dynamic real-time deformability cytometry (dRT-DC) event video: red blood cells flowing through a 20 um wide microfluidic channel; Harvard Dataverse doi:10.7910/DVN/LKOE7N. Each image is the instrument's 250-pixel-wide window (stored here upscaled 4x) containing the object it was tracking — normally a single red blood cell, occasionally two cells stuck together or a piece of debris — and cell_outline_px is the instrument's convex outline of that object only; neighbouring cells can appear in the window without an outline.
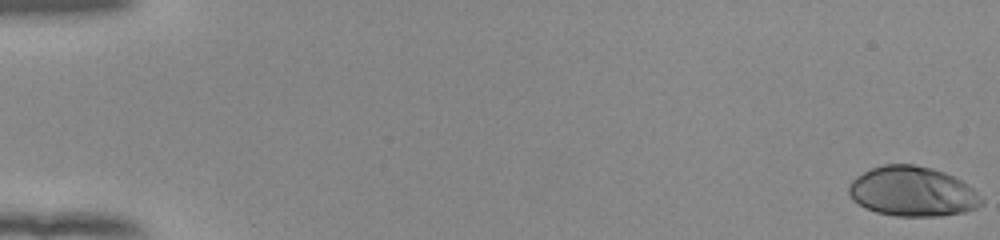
{"species": "human", "species_latin": "Homo sapiens", "temperature_condition": "room temperature", "stored_images_in_passage": 54, "camera_frame_rate_fps": 3000, "um_per_image_px": 0.085, "donor": {"sex": "female"}, "frame": {"image": 1, "passage_image": 1, "time_ms": 0.0, "image_size_px": [1000, 240], "cell_outline_px": [[984, 204], [976, 208], [964, 212], [940, 216], [896, 216], [876, 212], [864, 208], [852, 200], [848, 192], [848, 184], [856, 176], [872, 168], [884, 164], [912, 164], [932, 168], [944, 172], [968, 184], [984, 200]], "centroid_in_image_um": [77.55, 16.28], "position_along_channel_um": 7.5, "area_um2": 38.73}}
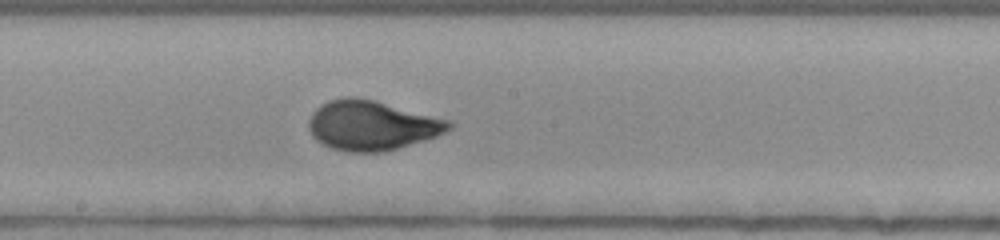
{"frame": {"image": 2, "passage_image": 31, "time_ms": 10.0, "image_size_px": [1000, 240], "cell_outline_px": [[456, 124], [452, 128], [436, 136], [424, 140], [384, 152], [348, 152], [332, 148], [316, 140], [312, 136], [308, 128], [308, 120], [312, 112], [320, 104], [328, 100], [344, 96], [352, 96], [376, 100], [452, 120]], "centroid_in_image_um": [31.61, 10.64], "position_along_channel_um": 216.6, "area_um2": 41.1}}
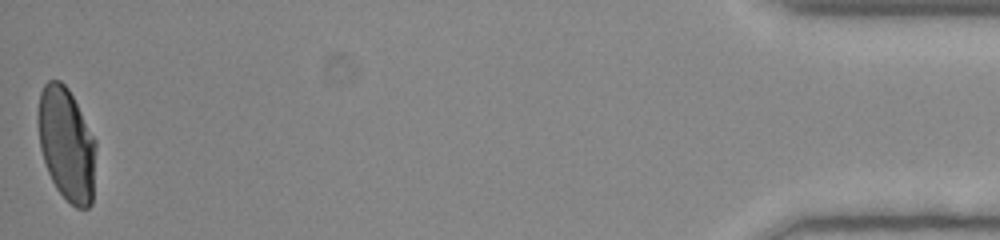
{"frame": {"image": 3, "passage_image": 54, "time_ms": 17.667, "image_size_px": [1000, 240], "cell_outline_px": [[96, 148], [92, 204], [88, 208], [76, 208], [56, 188], [48, 172], [40, 148], [36, 120], [36, 116], [40, 92], [44, 84], [48, 80], [60, 80], [68, 88], [96, 140]], "centroid_in_image_um": [5.64, 12.23], "position_along_channel_um": 429.6, "area_um2": 38.44}, "authors_computed_cell_mechanics": {"area_um2": 38.6682, "velocity_mm_per_s": 3.9097, "shape_relaxation_time_tau1_ms": 4.4803, "shape_relaxation_time_tau2_ms": null, "deformation_change_tau1": 0.2046, "deformation_change_tau2": null}}